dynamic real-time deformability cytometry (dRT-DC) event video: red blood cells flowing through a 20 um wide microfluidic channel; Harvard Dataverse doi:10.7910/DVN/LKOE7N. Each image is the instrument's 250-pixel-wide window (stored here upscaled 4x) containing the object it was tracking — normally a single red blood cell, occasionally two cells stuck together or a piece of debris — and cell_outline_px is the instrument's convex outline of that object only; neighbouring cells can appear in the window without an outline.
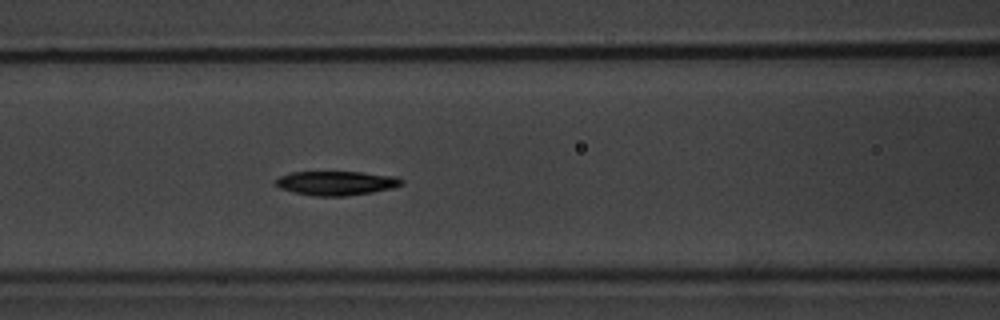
{"species": "common noctule bat (a hibernating species)", "species_latin": "Nyctalus noctula", "temperature_condition": "warm", "stored_images_in_passage": 43, "camera_frame_rate_fps": 3000, "um_per_image_px": 0.085, "animal": {"sex": "male", "body_mass_g": 20.1, "forearm_length_mm": 53.5}, "frame": {"image": 1, "passage_image": 12, "time_ms": 3.667, "image_size_px": [1000, 320], "cell_outline_px": [[404, 184], [392, 188], [372, 192], [348, 196], [316, 196], [292, 192], [280, 188], [276, 184], [276, 180], [280, 176], [292, 172], [360, 172], [396, 176], [404, 180]], "centroid_in_image_um": [28.62, 15.56], "position_along_channel_um": 138.0, "area_um2": 17.74}}
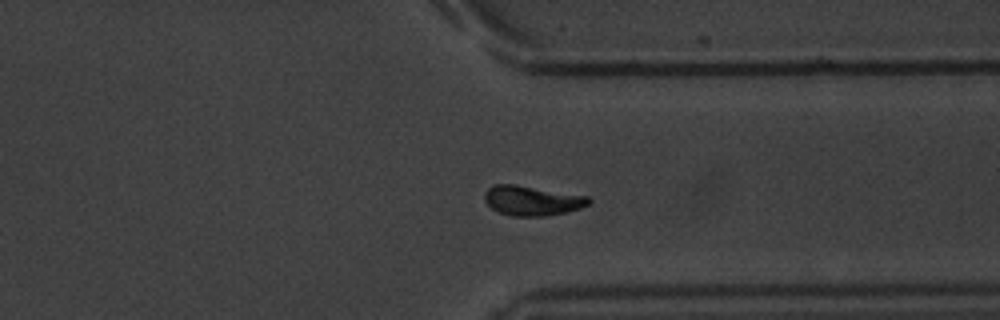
{"frame": {"image": 2, "passage_image": 30, "time_ms": 9.667, "image_size_px": [1000, 320], "cell_outline_px": [[592, 200], [588, 204], [580, 208], [568, 212], [548, 216], [512, 216], [500, 212], [492, 208], [484, 200], [484, 192], [492, 184], [516, 184], [588, 196]], "centroid_in_image_um": [45.22, 17.04], "position_along_channel_um": 366.2, "area_um2": 18.21}}
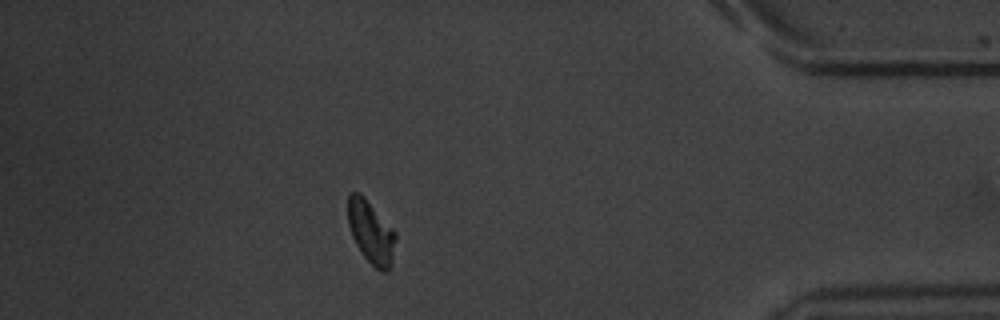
{"frame": {"image": 3, "passage_image": 36, "time_ms": 11.667, "image_size_px": [1000, 320], "cell_outline_px": [[396, 240], [392, 264], [388, 272], [384, 272], [376, 268], [360, 252], [352, 236], [348, 224], [348, 196], [352, 192], [356, 192], [364, 196], [396, 232]], "centroid_in_image_um": [31.55, 19.75], "position_along_channel_um": 403.7, "area_um2": 17.46}, "authors_computed_cell_mechanics": {"area_um2": 17.8024, "velocity_mm_per_s": 3.8042, "shape_relaxation_time_tau1_ms": 2.7036, "shape_relaxation_time_tau2_ms": 7.2127, "deformation_change_tau1": 0.116, "deformation_change_tau2": 0.102}}